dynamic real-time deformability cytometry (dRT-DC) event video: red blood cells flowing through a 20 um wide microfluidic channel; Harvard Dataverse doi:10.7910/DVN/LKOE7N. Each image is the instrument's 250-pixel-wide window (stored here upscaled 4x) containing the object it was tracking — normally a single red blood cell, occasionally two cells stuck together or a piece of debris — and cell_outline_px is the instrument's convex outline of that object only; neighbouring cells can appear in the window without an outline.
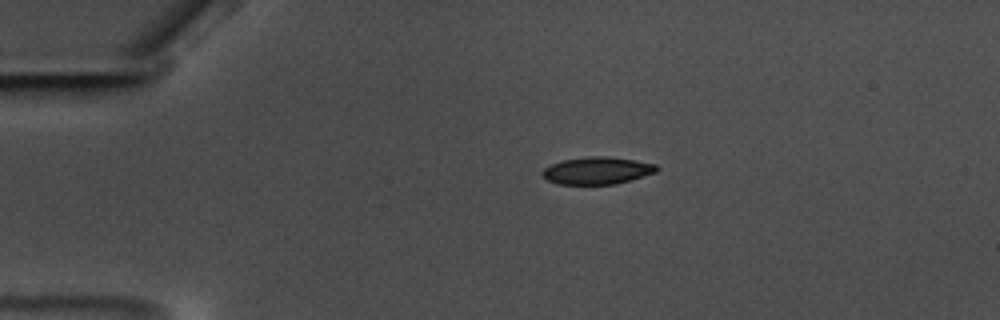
{"species": "common noctule bat (a hibernating species)", "species_latin": "Nyctalus noctula", "temperature_condition": "warm", "stored_images_in_passage": 48, "camera_frame_rate_fps": 3000, "um_per_image_px": 0.085, "animal": {"sex": "male", "body_mass_g": 17.5, "forearm_length_mm": 52.3}, "frame": {"image": 1, "passage_image": 2, "time_ms": 0.333, "image_size_px": [1000, 320], "cell_outline_px": [[660, 168], [656, 172], [616, 184], [556, 184], [548, 180], [540, 172], [544, 168], [552, 164], [564, 160], [588, 156], [604, 156], [636, 160], [656, 164]], "centroid_in_image_um": [50.77, 14.5], "position_along_channel_um": 34.2, "area_um2": 18.09}}
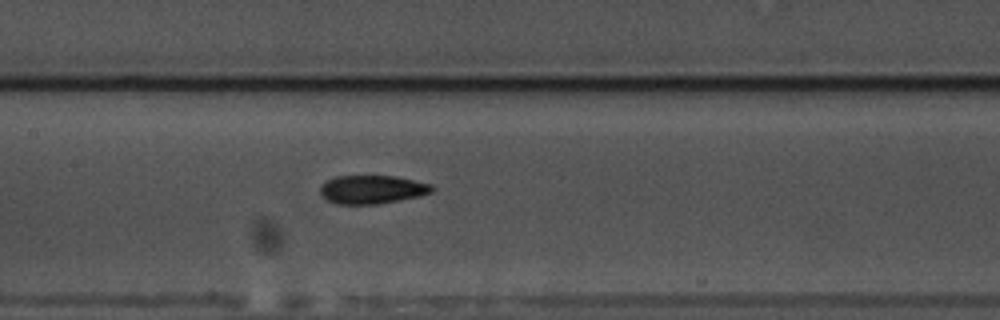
{"frame": {"image": 2, "passage_image": 18, "time_ms": 5.667, "image_size_px": [1000, 320], "cell_outline_px": [[436, 188], [432, 192], [420, 196], [380, 204], [336, 204], [328, 200], [320, 192], [320, 184], [324, 180], [336, 176], [396, 176], [432, 184]], "centroid_in_image_um": [31.64, 16.1], "position_along_channel_um": 175.8, "area_um2": 18.79}}
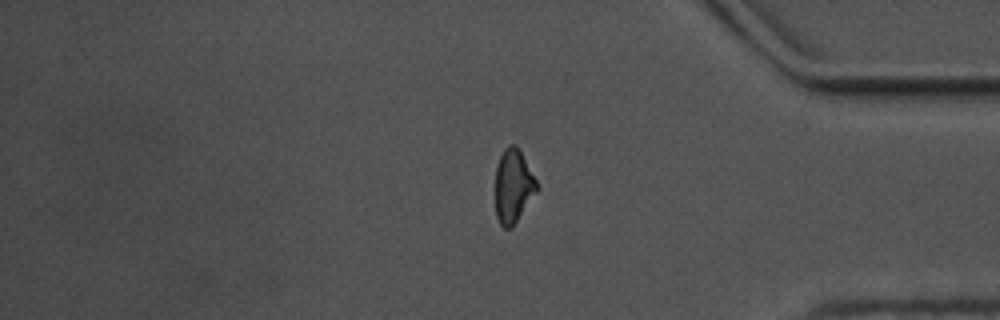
{"frame": {"image": 3, "passage_image": 38, "time_ms": 12.333, "image_size_px": [1000, 320], "cell_outline_px": [[540, 188], [512, 228], [504, 228], [500, 224], [496, 216], [496, 164], [504, 148], [508, 144], [516, 144], [536, 180]], "centroid_in_image_um": [43.63, 15.82], "position_along_channel_um": 391.6, "area_um2": 17.86}, "authors_computed_cell_mechanics": {"area_um2": 18.3226, "velocity_mm_per_s": 3.5371, "shape_relaxation_time_tau1_ms": 2.4997, "shape_relaxation_time_tau2_ms": 4.1807, "deformation_change_tau1": 0.1221, "deformation_change_tau2": 0.113}}